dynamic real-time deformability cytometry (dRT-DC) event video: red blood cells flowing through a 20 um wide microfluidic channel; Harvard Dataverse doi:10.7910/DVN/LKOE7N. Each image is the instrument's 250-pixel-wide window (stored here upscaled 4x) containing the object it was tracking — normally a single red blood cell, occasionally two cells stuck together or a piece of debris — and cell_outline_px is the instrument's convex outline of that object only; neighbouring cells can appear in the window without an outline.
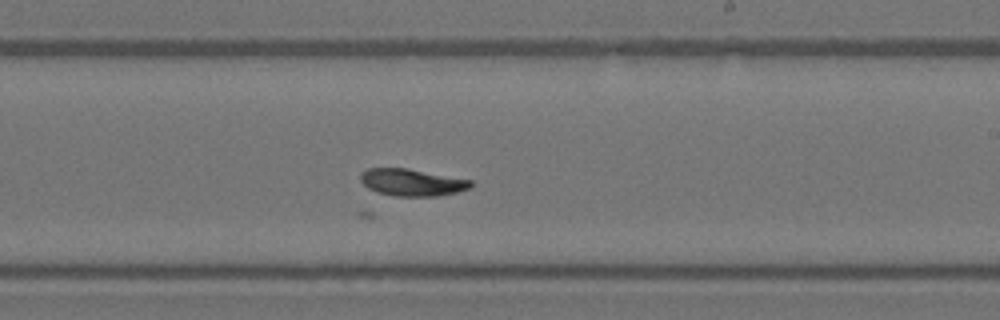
{"species": "Egyptian fruit bat (a non-hibernating species)", "species_latin": "Rousettus aegyptiacus", "temperature_condition": "warm", "stored_images_in_passage": 35, "camera_frame_rate_fps": 3000, "um_per_image_px": 0.085, "animal": {"sex": "female"}, "frame": {"image": 1, "passage_image": 15, "time_ms": 4.667, "image_size_px": [1000, 320], "cell_outline_px": [[472, 188], [456, 192], [436, 196], [396, 196], [376, 192], [368, 188], [360, 180], [360, 172], [368, 168], [404, 168], [472, 180]], "centroid_in_image_um": [34.99, 15.5], "position_along_channel_um": 254.0, "area_um2": 17.28}}
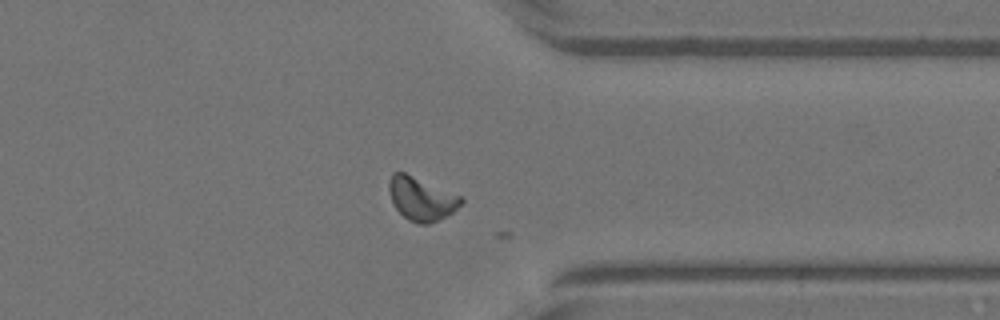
{"frame": {"image": 2, "passage_image": 24, "time_ms": 7.667, "image_size_px": [1000, 320], "cell_outline_px": [[464, 200], [452, 212], [428, 224], [416, 224], [408, 220], [396, 208], [388, 192], [388, 180], [392, 172], [404, 172], [460, 196]], "centroid_in_image_um": [35.76, 16.89], "position_along_channel_um": 375.6, "area_um2": 17.86}}
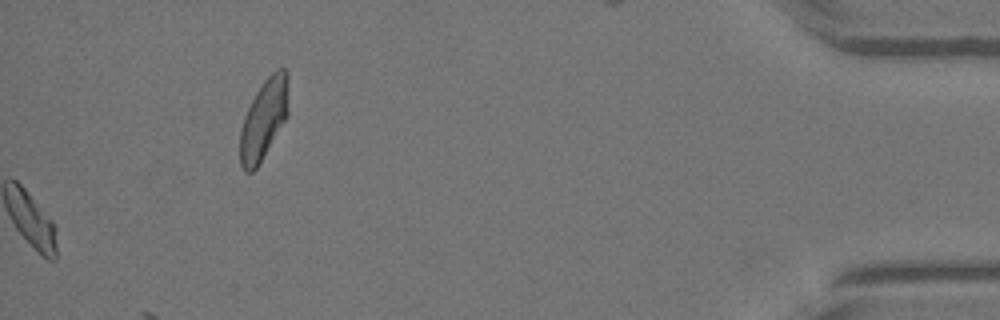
{"frame": {"image": 3, "passage_image": 35, "time_ms": 11.333, "image_size_px": [1000, 320], "cell_outline_px": [[288, 116], [256, 168], [252, 172], [244, 172], [240, 164], [240, 132], [244, 116], [256, 92], [264, 80], [276, 68], [284, 68], [288, 72]], "centroid_in_image_um": [22.43, 10.11], "position_along_channel_um": 412.8, "area_um2": 22.6}}